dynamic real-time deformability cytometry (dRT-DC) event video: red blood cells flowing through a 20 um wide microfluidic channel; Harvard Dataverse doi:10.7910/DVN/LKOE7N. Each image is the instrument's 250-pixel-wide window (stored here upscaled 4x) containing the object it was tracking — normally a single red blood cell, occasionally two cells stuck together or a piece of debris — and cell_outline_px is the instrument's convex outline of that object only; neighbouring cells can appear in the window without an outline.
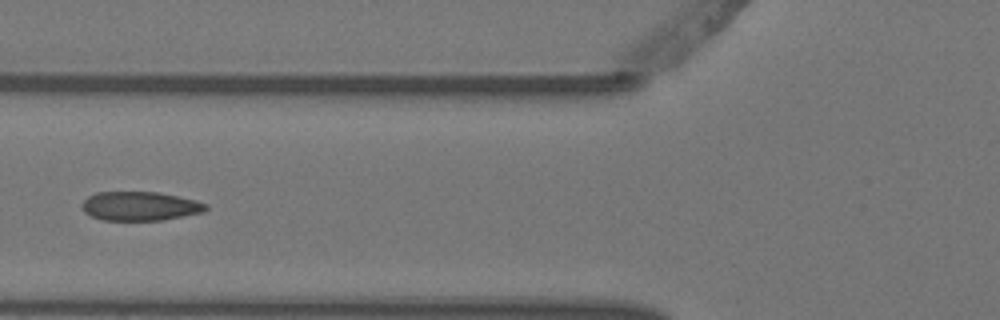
{"species": "Egyptian fruit bat (a non-hibernating species)", "species_latin": "Rousettus aegyptiacus", "temperature_condition": "warm", "stored_images_in_passage": 5, "camera_frame_rate_fps": 3000, "um_per_image_px": 0.085, "animal": {"sex": "female"}, "frame": {"image": 1, "passage_image": 5, "time_ms": 1.333, "image_size_px": [1000, 320], "cell_outline_px": [[208, 208], [204, 212], [160, 220], [100, 220], [84, 212], [80, 204], [88, 196], [96, 192], [156, 192], [196, 200], [208, 204]], "centroid_in_image_um": [11.87, 17.52], "position_along_channel_um": 113.9, "area_um2": 20.92}}